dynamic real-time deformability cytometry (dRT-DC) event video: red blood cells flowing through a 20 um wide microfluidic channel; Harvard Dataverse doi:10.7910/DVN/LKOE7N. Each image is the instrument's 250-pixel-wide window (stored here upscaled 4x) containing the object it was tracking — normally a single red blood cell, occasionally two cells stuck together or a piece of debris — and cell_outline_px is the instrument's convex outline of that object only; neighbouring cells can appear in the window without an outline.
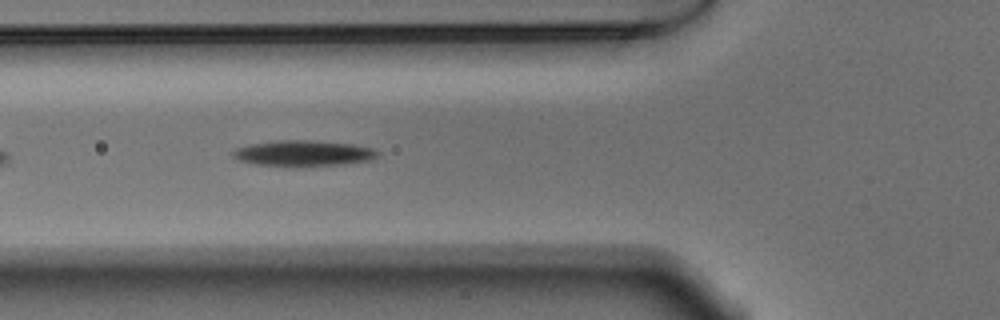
{"species": "Egyptian fruit bat (a non-hibernating species)", "species_latin": "Rousettus aegyptiacus", "temperature_condition": "warm", "stored_images_in_passage": 22, "camera_frame_rate_fps": 3000, "um_per_image_px": 0.085, "animal": {"sex": "male"}, "frame": {"image": 1, "passage_image": 6, "time_ms": 1.667, "image_size_px": [1000, 320], "cell_outline_px": [[380, 152], [376, 156], [368, 160], [344, 164], [256, 164], [236, 160], [232, 156], [232, 152], [236, 148], [248, 144], [276, 140], [312, 140], [352, 144], [372, 148]], "centroid_in_image_um": [25.74, 12.98], "position_along_channel_um": 100.1, "area_um2": 20.98}}
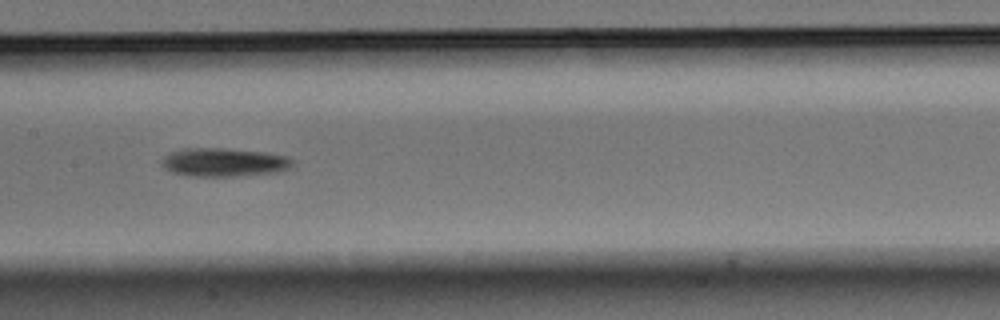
{"frame": {"image": 2, "passage_image": 13, "time_ms": 4.0, "image_size_px": [1000, 320], "cell_outline_px": [[296, 160], [288, 168], [276, 172], [236, 176], [188, 176], [172, 172], [164, 168], [160, 164], [160, 160], [168, 152], [188, 148], [224, 148], [264, 152], [288, 156]], "centroid_in_image_um": [19.0, 13.79], "position_along_channel_um": 188.4, "area_um2": 21.91}}
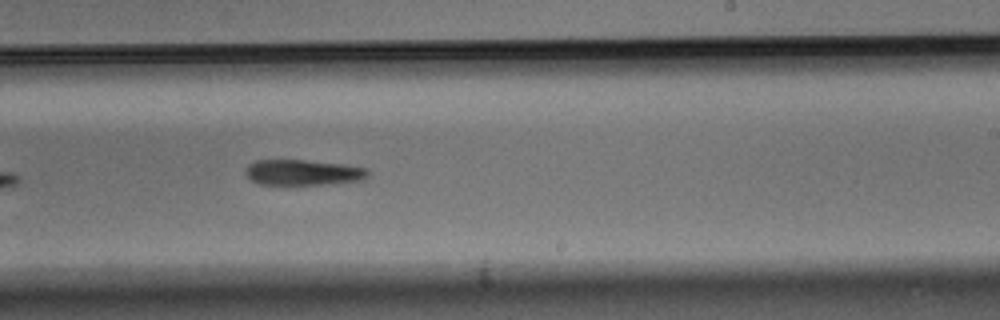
{"frame": {"image": 3, "passage_image": 19, "time_ms": 6.0, "image_size_px": [1000, 320], "cell_outline_px": [[372, 172], [364, 180], [328, 184], [260, 184], [252, 180], [244, 172], [244, 168], [248, 164], [256, 160], [304, 160], [344, 164], [368, 168]], "centroid_in_image_um": [25.8, 14.65], "position_along_channel_um": 263.2, "area_um2": 18.44}}